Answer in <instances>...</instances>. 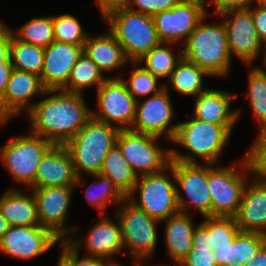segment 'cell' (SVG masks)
<instances>
[{
	"instance_id": "1",
	"label": "cell",
	"mask_w": 266,
	"mask_h": 266,
	"mask_svg": "<svg viewBox=\"0 0 266 266\" xmlns=\"http://www.w3.org/2000/svg\"><path fill=\"white\" fill-rule=\"evenodd\" d=\"M50 93L55 94L34 103L28 112L31 131L54 145H65L92 117V111L85 104L83 93L63 90H50Z\"/></svg>"
},
{
	"instance_id": "2",
	"label": "cell",
	"mask_w": 266,
	"mask_h": 266,
	"mask_svg": "<svg viewBox=\"0 0 266 266\" xmlns=\"http://www.w3.org/2000/svg\"><path fill=\"white\" fill-rule=\"evenodd\" d=\"M118 125H109L91 117L77 134L65 144L71 155L77 177L101 171L104 159L116 144Z\"/></svg>"
},
{
	"instance_id": "3",
	"label": "cell",
	"mask_w": 266,
	"mask_h": 266,
	"mask_svg": "<svg viewBox=\"0 0 266 266\" xmlns=\"http://www.w3.org/2000/svg\"><path fill=\"white\" fill-rule=\"evenodd\" d=\"M184 42L182 56L196 64L210 76H227L231 55L228 48L224 21L220 24H204L203 20Z\"/></svg>"
},
{
	"instance_id": "4",
	"label": "cell",
	"mask_w": 266,
	"mask_h": 266,
	"mask_svg": "<svg viewBox=\"0 0 266 266\" xmlns=\"http://www.w3.org/2000/svg\"><path fill=\"white\" fill-rule=\"evenodd\" d=\"M186 122H178L176 134L172 140L184 146L190 154H181L172 149L171 160L182 163H197L195 157L202 158L207 164L218 161L223 147L228 143L231 132L223 125L198 120L194 117Z\"/></svg>"
},
{
	"instance_id": "5",
	"label": "cell",
	"mask_w": 266,
	"mask_h": 266,
	"mask_svg": "<svg viewBox=\"0 0 266 266\" xmlns=\"http://www.w3.org/2000/svg\"><path fill=\"white\" fill-rule=\"evenodd\" d=\"M103 21L110 24L108 31L122 46L130 62H138L161 43L152 15L122 8L108 14Z\"/></svg>"
},
{
	"instance_id": "6",
	"label": "cell",
	"mask_w": 266,
	"mask_h": 266,
	"mask_svg": "<svg viewBox=\"0 0 266 266\" xmlns=\"http://www.w3.org/2000/svg\"><path fill=\"white\" fill-rule=\"evenodd\" d=\"M54 144L34 133L13 137L0 149V159L14 180L34 189L38 165Z\"/></svg>"
},
{
	"instance_id": "7",
	"label": "cell",
	"mask_w": 266,
	"mask_h": 266,
	"mask_svg": "<svg viewBox=\"0 0 266 266\" xmlns=\"http://www.w3.org/2000/svg\"><path fill=\"white\" fill-rule=\"evenodd\" d=\"M121 204L116 217L121 224L123 245L139 265L144 259L153 257L157 244L156 224L160 221L137 208L128 198Z\"/></svg>"
},
{
	"instance_id": "8",
	"label": "cell",
	"mask_w": 266,
	"mask_h": 266,
	"mask_svg": "<svg viewBox=\"0 0 266 266\" xmlns=\"http://www.w3.org/2000/svg\"><path fill=\"white\" fill-rule=\"evenodd\" d=\"M167 169L138 176L132 193L127 197L137 208L160 222L179 212L177 185L164 173ZM136 191L140 195L138 201L134 196Z\"/></svg>"
},
{
	"instance_id": "9",
	"label": "cell",
	"mask_w": 266,
	"mask_h": 266,
	"mask_svg": "<svg viewBox=\"0 0 266 266\" xmlns=\"http://www.w3.org/2000/svg\"><path fill=\"white\" fill-rule=\"evenodd\" d=\"M158 138L131 129L119 131L116 144L138 176L158 173L169 166L171 150L158 147Z\"/></svg>"
},
{
	"instance_id": "10",
	"label": "cell",
	"mask_w": 266,
	"mask_h": 266,
	"mask_svg": "<svg viewBox=\"0 0 266 266\" xmlns=\"http://www.w3.org/2000/svg\"><path fill=\"white\" fill-rule=\"evenodd\" d=\"M239 166L246 172L254 173V182L245 185L238 211L234 216L240 232L266 235V178L256 172V165L250 150Z\"/></svg>"
},
{
	"instance_id": "11",
	"label": "cell",
	"mask_w": 266,
	"mask_h": 266,
	"mask_svg": "<svg viewBox=\"0 0 266 266\" xmlns=\"http://www.w3.org/2000/svg\"><path fill=\"white\" fill-rule=\"evenodd\" d=\"M97 92L99 111L92 112V117L109 125L116 122L119 130L131 129L137 100L129 93L124 79L107 77Z\"/></svg>"
},
{
	"instance_id": "12",
	"label": "cell",
	"mask_w": 266,
	"mask_h": 266,
	"mask_svg": "<svg viewBox=\"0 0 266 266\" xmlns=\"http://www.w3.org/2000/svg\"><path fill=\"white\" fill-rule=\"evenodd\" d=\"M235 166L215 168L208 164L211 216L234 217L238 211L246 178Z\"/></svg>"
},
{
	"instance_id": "13",
	"label": "cell",
	"mask_w": 266,
	"mask_h": 266,
	"mask_svg": "<svg viewBox=\"0 0 266 266\" xmlns=\"http://www.w3.org/2000/svg\"><path fill=\"white\" fill-rule=\"evenodd\" d=\"M182 163L170 161L168 169L172 172L175 182L185 192L188 199L182 197L177 186L179 211L187 213L188 207L194 204L204 216H211V194L208 189V164Z\"/></svg>"
},
{
	"instance_id": "14",
	"label": "cell",
	"mask_w": 266,
	"mask_h": 266,
	"mask_svg": "<svg viewBox=\"0 0 266 266\" xmlns=\"http://www.w3.org/2000/svg\"><path fill=\"white\" fill-rule=\"evenodd\" d=\"M173 118L172 101L168 88L164 86L143 102L137 101L135 118L131 130L160 137L162 134L172 142L178 124L169 126Z\"/></svg>"
},
{
	"instance_id": "15",
	"label": "cell",
	"mask_w": 266,
	"mask_h": 266,
	"mask_svg": "<svg viewBox=\"0 0 266 266\" xmlns=\"http://www.w3.org/2000/svg\"><path fill=\"white\" fill-rule=\"evenodd\" d=\"M233 17H230V15ZM224 21L230 55L235 54L247 65L260 55L262 41L259 38L250 9H232L218 14Z\"/></svg>"
},
{
	"instance_id": "16",
	"label": "cell",
	"mask_w": 266,
	"mask_h": 266,
	"mask_svg": "<svg viewBox=\"0 0 266 266\" xmlns=\"http://www.w3.org/2000/svg\"><path fill=\"white\" fill-rule=\"evenodd\" d=\"M75 186H48L33 189L39 225L50 230L61 241L65 240L69 232L75 228H65L66 217L71 201V194Z\"/></svg>"
},
{
	"instance_id": "17",
	"label": "cell",
	"mask_w": 266,
	"mask_h": 266,
	"mask_svg": "<svg viewBox=\"0 0 266 266\" xmlns=\"http://www.w3.org/2000/svg\"><path fill=\"white\" fill-rule=\"evenodd\" d=\"M207 12L204 5L177 3L172 9L164 10L153 15L155 28L161 43L187 41Z\"/></svg>"
},
{
	"instance_id": "18",
	"label": "cell",
	"mask_w": 266,
	"mask_h": 266,
	"mask_svg": "<svg viewBox=\"0 0 266 266\" xmlns=\"http://www.w3.org/2000/svg\"><path fill=\"white\" fill-rule=\"evenodd\" d=\"M60 239L42 226H12L0 242V251L15 258L43 255Z\"/></svg>"
},
{
	"instance_id": "19",
	"label": "cell",
	"mask_w": 266,
	"mask_h": 266,
	"mask_svg": "<svg viewBox=\"0 0 266 266\" xmlns=\"http://www.w3.org/2000/svg\"><path fill=\"white\" fill-rule=\"evenodd\" d=\"M49 93L50 90L45 89L39 75L13 68L0 102V123L5 124L25 107L29 112L34 106L29 104V100L34 95Z\"/></svg>"
},
{
	"instance_id": "20",
	"label": "cell",
	"mask_w": 266,
	"mask_h": 266,
	"mask_svg": "<svg viewBox=\"0 0 266 266\" xmlns=\"http://www.w3.org/2000/svg\"><path fill=\"white\" fill-rule=\"evenodd\" d=\"M83 53V46L53 41L44 48L41 81L46 90H62L72 68Z\"/></svg>"
},
{
	"instance_id": "21",
	"label": "cell",
	"mask_w": 266,
	"mask_h": 266,
	"mask_svg": "<svg viewBox=\"0 0 266 266\" xmlns=\"http://www.w3.org/2000/svg\"><path fill=\"white\" fill-rule=\"evenodd\" d=\"M83 185V177H77L71 155L65 145H53L38 165L34 189L48 186Z\"/></svg>"
},
{
	"instance_id": "22",
	"label": "cell",
	"mask_w": 266,
	"mask_h": 266,
	"mask_svg": "<svg viewBox=\"0 0 266 266\" xmlns=\"http://www.w3.org/2000/svg\"><path fill=\"white\" fill-rule=\"evenodd\" d=\"M105 217H101V221L91 228L88 235L83 239L68 241L74 245L77 249L84 242L86 250H88L91 256L102 257L109 259L114 254H119L124 247L122 241V232L120 221L110 220Z\"/></svg>"
},
{
	"instance_id": "23",
	"label": "cell",
	"mask_w": 266,
	"mask_h": 266,
	"mask_svg": "<svg viewBox=\"0 0 266 266\" xmlns=\"http://www.w3.org/2000/svg\"><path fill=\"white\" fill-rule=\"evenodd\" d=\"M231 92L207 89L196 96L193 117L213 124L223 125L230 132L240 116L239 110H231Z\"/></svg>"
},
{
	"instance_id": "24",
	"label": "cell",
	"mask_w": 266,
	"mask_h": 266,
	"mask_svg": "<svg viewBox=\"0 0 266 266\" xmlns=\"http://www.w3.org/2000/svg\"><path fill=\"white\" fill-rule=\"evenodd\" d=\"M265 243L264 234L239 232L227 245L213 247V257L218 266H244Z\"/></svg>"
},
{
	"instance_id": "25",
	"label": "cell",
	"mask_w": 266,
	"mask_h": 266,
	"mask_svg": "<svg viewBox=\"0 0 266 266\" xmlns=\"http://www.w3.org/2000/svg\"><path fill=\"white\" fill-rule=\"evenodd\" d=\"M83 52L91 58L102 72H109L123 66L126 58L122 46L109 31L108 34L89 35L83 46Z\"/></svg>"
},
{
	"instance_id": "26",
	"label": "cell",
	"mask_w": 266,
	"mask_h": 266,
	"mask_svg": "<svg viewBox=\"0 0 266 266\" xmlns=\"http://www.w3.org/2000/svg\"><path fill=\"white\" fill-rule=\"evenodd\" d=\"M0 211L12 226H40L37 204L33 195L9 189L0 198Z\"/></svg>"
},
{
	"instance_id": "27",
	"label": "cell",
	"mask_w": 266,
	"mask_h": 266,
	"mask_svg": "<svg viewBox=\"0 0 266 266\" xmlns=\"http://www.w3.org/2000/svg\"><path fill=\"white\" fill-rule=\"evenodd\" d=\"M165 240L168 255L179 266L186 258L192 247L195 226L192 224L188 213L178 212L165 219Z\"/></svg>"
},
{
	"instance_id": "28",
	"label": "cell",
	"mask_w": 266,
	"mask_h": 266,
	"mask_svg": "<svg viewBox=\"0 0 266 266\" xmlns=\"http://www.w3.org/2000/svg\"><path fill=\"white\" fill-rule=\"evenodd\" d=\"M100 173L111 179L126 197L132 193L138 179L117 144L106 155Z\"/></svg>"
},
{
	"instance_id": "29",
	"label": "cell",
	"mask_w": 266,
	"mask_h": 266,
	"mask_svg": "<svg viewBox=\"0 0 266 266\" xmlns=\"http://www.w3.org/2000/svg\"><path fill=\"white\" fill-rule=\"evenodd\" d=\"M204 76L210 75L196 64L182 58L172 71L168 81L177 92L196 97L207 90L202 87Z\"/></svg>"
},
{
	"instance_id": "30",
	"label": "cell",
	"mask_w": 266,
	"mask_h": 266,
	"mask_svg": "<svg viewBox=\"0 0 266 266\" xmlns=\"http://www.w3.org/2000/svg\"><path fill=\"white\" fill-rule=\"evenodd\" d=\"M10 60L14 69L41 76L44 63V48L17 39L11 29Z\"/></svg>"
},
{
	"instance_id": "31",
	"label": "cell",
	"mask_w": 266,
	"mask_h": 266,
	"mask_svg": "<svg viewBox=\"0 0 266 266\" xmlns=\"http://www.w3.org/2000/svg\"><path fill=\"white\" fill-rule=\"evenodd\" d=\"M102 73L97 64L83 52L73 66L70 78L62 90L82 94L84 87L95 85L98 89L107 79Z\"/></svg>"
},
{
	"instance_id": "32",
	"label": "cell",
	"mask_w": 266,
	"mask_h": 266,
	"mask_svg": "<svg viewBox=\"0 0 266 266\" xmlns=\"http://www.w3.org/2000/svg\"><path fill=\"white\" fill-rule=\"evenodd\" d=\"M170 43H160L155 46L151 51L146 53L138 62H132V65L137 66L145 60L144 68L151 72L158 78H165L171 76L172 71L175 69L177 63L183 58L182 54L174 56L171 48L168 46ZM164 46H167L166 48Z\"/></svg>"
},
{
	"instance_id": "33",
	"label": "cell",
	"mask_w": 266,
	"mask_h": 266,
	"mask_svg": "<svg viewBox=\"0 0 266 266\" xmlns=\"http://www.w3.org/2000/svg\"><path fill=\"white\" fill-rule=\"evenodd\" d=\"M249 73L247 94L261 134L266 130V69L254 67Z\"/></svg>"
},
{
	"instance_id": "34",
	"label": "cell",
	"mask_w": 266,
	"mask_h": 266,
	"mask_svg": "<svg viewBox=\"0 0 266 266\" xmlns=\"http://www.w3.org/2000/svg\"><path fill=\"white\" fill-rule=\"evenodd\" d=\"M97 181H94L85 191V196L90 205L103 212L110 201L115 204L122 203L127 197L118 189V187L107 176L101 173L92 175ZM98 186H97V185ZM97 186V191L92 187ZM95 187V188H97Z\"/></svg>"
},
{
	"instance_id": "35",
	"label": "cell",
	"mask_w": 266,
	"mask_h": 266,
	"mask_svg": "<svg viewBox=\"0 0 266 266\" xmlns=\"http://www.w3.org/2000/svg\"><path fill=\"white\" fill-rule=\"evenodd\" d=\"M14 36L22 42L46 48L54 41L53 16L36 17L24 24Z\"/></svg>"
},
{
	"instance_id": "36",
	"label": "cell",
	"mask_w": 266,
	"mask_h": 266,
	"mask_svg": "<svg viewBox=\"0 0 266 266\" xmlns=\"http://www.w3.org/2000/svg\"><path fill=\"white\" fill-rule=\"evenodd\" d=\"M54 41L84 46L88 34L83 31L79 21L70 14L53 17Z\"/></svg>"
},
{
	"instance_id": "37",
	"label": "cell",
	"mask_w": 266,
	"mask_h": 266,
	"mask_svg": "<svg viewBox=\"0 0 266 266\" xmlns=\"http://www.w3.org/2000/svg\"><path fill=\"white\" fill-rule=\"evenodd\" d=\"M158 77L147 71L144 67H135L131 71L130 78L124 82L129 93L138 101L137 96H146L150 93L156 94L164 88L157 86Z\"/></svg>"
},
{
	"instance_id": "38",
	"label": "cell",
	"mask_w": 266,
	"mask_h": 266,
	"mask_svg": "<svg viewBox=\"0 0 266 266\" xmlns=\"http://www.w3.org/2000/svg\"><path fill=\"white\" fill-rule=\"evenodd\" d=\"M239 232L234 217L210 216V249L227 245Z\"/></svg>"
},
{
	"instance_id": "39",
	"label": "cell",
	"mask_w": 266,
	"mask_h": 266,
	"mask_svg": "<svg viewBox=\"0 0 266 266\" xmlns=\"http://www.w3.org/2000/svg\"><path fill=\"white\" fill-rule=\"evenodd\" d=\"M62 253L58 263L61 266H107L108 259L88 255L80 258L79 249L72 245L68 239L60 241Z\"/></svg>"
},
{
	"instance_id": "40",
	"label": "cell",
	"mask_w": 266,
	"mask_h": 266,
	"mask_svg": "<svg viewBox=\"0 0 266 266\" xmlns=\"http://www.w3.org/2000/svg\"><path fill=\"white\" fill-rule=\"evenodd\" d=\"M176 4V0H132L129 9L153 16L164 10L172 9ZM134 5L137 9L132 8Z\"/></svg>"
},
{
	"instance_id": "41",
	"label": "cell",
	"mask_w": 266,
	"mask_h": 266,
	"mask_svg": "<svg viewBox=\"0 0 266 266\" xmlns=\"http://www.w3.org/2000/svg\"><path fill=\"white\" fill-rule=\"evenodd\" d=\"M210 248H192L179 266H218Z\"/></svg>"
},
{
	"instance_id": "42",
	"label": "cell",
	"mask_w": 266,
	"mask_h": 266,
	"mask_svg": "<svg viewBox=\"0 0 266 266\" xmlns=\"http://www.w3.org/2000/svg\"><path fill=\"white\" fill-rule=\"evenodd\" d=\"M249 150L256 165V172L266 178V130L258 135Z\"/></svg>"
},
{
	"instance_id": "43",
	"label": "cell",
	"mask_w": 266,
	"mask_h": 266,
	"mask_svg": "<svg viewBox=\"0 0 266 266\" xmlns=\"http://www.w3.org/2000/svg\"><path fill=\"white\" fill-rule=\"evenodd\" d=\"M204 218L205 220L194 229L193 248H210V216Z\"/></svg>"
},
{
	"instance_id": "44",
	"label": "cell",
	"mask_w": 266,
	"mask_h": 266,
	"mask_svg": "<svg viewBox=\"0 0 266 266\" xmlns=\"http://www.w3.org/2000/svg\"><path fill=\"white\" fill-rule=\"evenodd\" d=\"M11 29L0 23V63H11Z\"/></svg>"
},
{
	"instance_id": "45",
	"label": "cell",
	"mask_w": 266,
	"mask_h": 266,
	"mask_svg": "<svg viewBox=\"0 0 266 266\" xmlns=\"http://www.w3.org/2000/svg\"><path fill=\"white\" fill-rule=\"evenodd\" d=\"M252 12V17L254 20V25L256 28V32L261 39L262 42L266 41V9L260 6H257L253 10L250 8Z\"/></svg>"
},
{
	"instance_id": "46",
	"label": "cell",
	"mask_w": 266,
	"mask_h": 266,
	"mask_svg": "<svg viewBox=\"0 0 266 266\" xmlns=\"http://www.w3.org/2000/svg\"><path fill=\"white\" fill-rule=\"evenodd\" d=\"M131 1L132 0H97V4L100 7L102 19H104L115 10L129 8Z\"/></svg>"
},
{
	"instance_id": "47",
	"label": "cell",
	"mask_w": 266,
	"mask_h": 266,
	"mask_svg": "<svg viewBox=\"0 0 266 266\" xmlns=\"http://www.w3.org/2000/svg\"><path fill=\"white\" fill-rule=\"evenodd\" d=\"M253 0H219L215 5L217 14L232 9H250V2Z\"/></svg>"
},
{
	"instance_id": "48",
	"label": "cell",
	"mask_w": 266,
	"mask_h": 266,
	"mask_svg": "<svg viewBox=\"0 0 266 266\" xmlns=\"http://www.w3.org/2000/svg\"><path fill=\"white\" fill-rule=\"evenodd\" d=\"M12 70L13 66L11 63H0V102L2 101Z\"/></svg>"
},
{
	"instance_id": "49",
	"label": "cell",
	"mask_w": 266,
	"mask_h": 266,
	"mask_svg": "<svg viewBox=\"0 0 266 266\" xmlns=\"http://www.w3.org/2000/svg\"><path fill=\"white\" fill-rule=\"evenodd\" d=\"M244 266H266V243L258 250L256 256Z\"/></svg>"
},
{
	"instance_id": "50",
	"label": "cell",
	"mask_w": 266,
	"mask_h": 266,
	"mask_svg": "<svg viewBox=\"0 0 266 266\" xmlns=\"http://www.w3.org/2000/svg\"><path fill=\"white\" fill-rule=\"evenodd\" d=\"M10 225L8 224V221L6 218L2 215L0 211V242L4 236V234L9 230Z\"/></svg>"
},
{
	"instance_id": "51",
	"label": "cell",
	"mask_w": 266,
	"mask_h": 266,
	"mask_svg": "<svg viewBox=\"0 0 266 266\" xmlns=\"http://www.w3.org/2000/svg\"><path fill=\"white\" fill-rule=\"evenodd\" d=\"M177 3H191L195 5H205L202 0H176Z\"/></svg>"
},
{
	"instance_id": "52",
	"label": "cell",
	"mask_w": 266,
	"mask_h": 266,
	"mask_svg": "<svg viewBox=\"0 0 266 266\" xmlns=\"http://www.w3.org/2000/svg\"><path fill=\"white\" fill-rule=\"evenodd\" d=\"M258 5L257 6H260L262 8H265L266 9V0H256Z\"/></svg>"
},
{
	"instance_id": "53",
	"label": "cell",
	"mask_w": 266,
	"mask_h": 266,
	"mask_svg": "<svg viewBox=\"0 0 266 266\" xmlns=\"http://www.w3.org/2000/svg\"><path fill=\"white\" fill-rule=\"evenodd\" d=\"M107 266H122L121 264H119V262H115L114 260L112 261H108Z\"/></svg>"
},
{
	"instance_id": "54",
	"label": "cell",
	"mask_w": 266,
	"mask_h": 266,
	"mask_svg": "<svg viewBox=\"0 0 266 266\" xmlns=\"http://www.w3.org/2000/svg\"><path fill=\"white\" fill-rule=\"evenodd\" d=\"M262 45H265V47L263 49H265L264 52V57H263V61H264V66H266V41L262 42Z\"/></svg>"
},
{
	"instance_id": "55",
	"label": "cell",
	"mask_w": 266,
	"mask_h": 266,
	"mask_svg": "<svg viewBox=\"0 0 266 266\" xmlns=\"http://www.w3.org/2000/svg\"><path fill=\"white\" fill-rule=\"evenodd\" d=\"M204 3L206 2L207 3V1H205V0H202ZM209 2V4H213L214 3V5H216L218 2H219V0H209L208 1Z\"/></svg>"
}]
</instances>
